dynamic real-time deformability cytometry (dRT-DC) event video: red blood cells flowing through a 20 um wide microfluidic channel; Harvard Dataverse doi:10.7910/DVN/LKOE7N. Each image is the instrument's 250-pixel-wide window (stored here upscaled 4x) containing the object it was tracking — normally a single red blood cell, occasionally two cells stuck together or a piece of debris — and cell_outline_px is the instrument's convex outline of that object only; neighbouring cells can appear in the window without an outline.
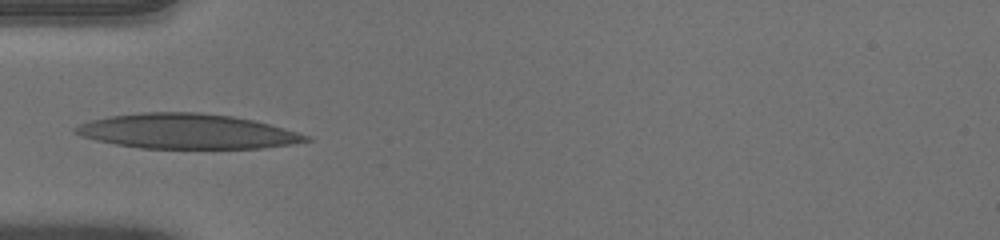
{"species": "human", "species_latin": "Homo sapiens", "temperature_condition": "warm", "stored_images_in_passage": 35, "camera_frame_rate_fps": 3000, "um_per_image_px": 0.085, "donor": {"sex": "male"}, "frame": {"image": 1, "passage_image": 1, "time_ms": 0.0, "image_size_px": [1000, 240], "cell_outline_px": [[312, 140], [296, 144], [264, 148], [140, 148], [116, 144], [96, 140], [80, 136], [72, 132], [72, 128], [80, 124], [92, 120], [112, 116], [144, 112], [200, 112], [232, 116], [252, 120], [284, 128], [312, 136]], "centroid_in_image_um": [15.93, 11.17], "position_along_channel_um": 69.1, "area_um2": 46.93}}
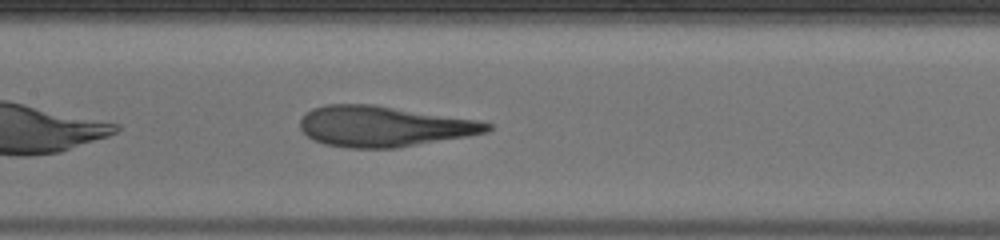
{"frame": {"image": 2, "passage_image": 9, "time_ms": 2.667, "image_size_px": [1000, 240], "cell_outline_px": [[492, 128], [488, 132], [468, 136], [396, 148], [348, 148], [324, 144], [308, 136], [300, 128], [300, 120], [312, 108], [324, 104], [372, 104], [480, 120], [492, 124]], "centroid_in_image_um": [32.64, 10.73], "position_along_channel_um": 174.8, "area_um2": 44.33}}
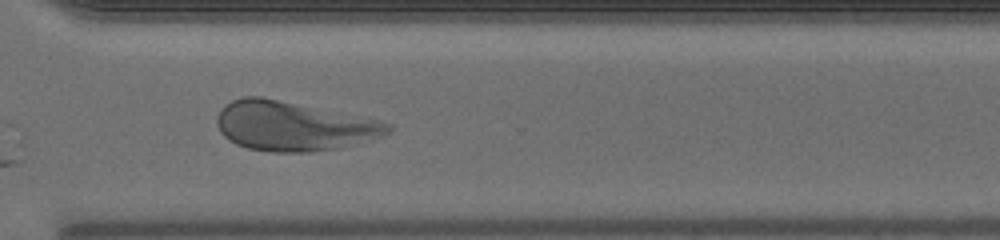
{"frame": {"image": 3, "passage_image": 22, "time_ms": 7.0, "image_size_px": [1000, 240], "cell_outline_px": [[392, 128], [388, 132], [380, 136], [336, 148], [312, 152], [272, 152], [248, 148], [236, 144], [228, 140], [220, 132], [216, 124], [216, 120], [220, 108], [232, 100], [244, 96], [260, 96], [376, 120], [392, 124]], "centroid_in_image_um": [24.84, 10.72], "position_along_channel_um": 345.8, "area_um2": 48.49}, "authors_computed_cell_mechanics": {"area_um2": 45.2574, "velocity_mm_per_s": 3.9487, "shape_relaxation_time_tau1_ms": 4.445, "shape_relaxation_time_tau2_ms": 1.2545, "deformation_change_tau1": 0.1894, "deformation_change_tau2": 0.107}}